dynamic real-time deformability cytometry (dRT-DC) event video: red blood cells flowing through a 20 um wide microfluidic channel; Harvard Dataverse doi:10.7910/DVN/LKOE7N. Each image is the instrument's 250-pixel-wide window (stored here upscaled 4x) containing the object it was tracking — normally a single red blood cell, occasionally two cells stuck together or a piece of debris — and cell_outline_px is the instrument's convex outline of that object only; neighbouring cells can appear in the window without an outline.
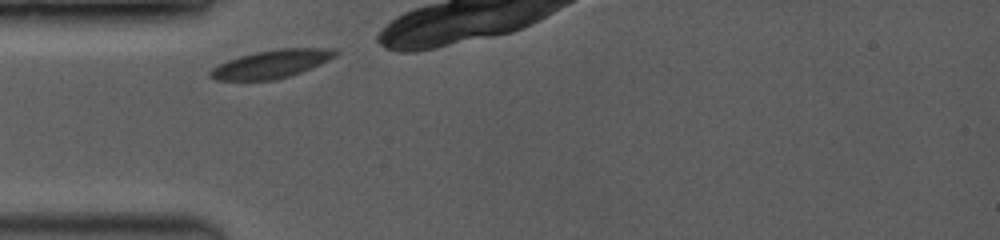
{"species": "common noctule bat (a hibernating species)", "species_latin": "Nyctalus noctula", "temperature_condition": "room temperature", "stored_images_in_passage": 16, "camera_frame_rate_fps": 3500, "um_per_image_px": 0.085, "animal": {"sex": "female", "body_mass_g": 19.0, "forearm_length_mm": 53.3}, "frame": {"image": 1, "passage_image": 1, "time_ms": 0.0, "image_size_px": [1000, 240], "cell_outline_px": [[340, 52], [336, 56], [320, 64], [300, 72], [276, 80], [216, 80], [208, 76], [208, 72], [212, 68], [228, 60], [240, 56], [256, 52], [280, 48], [336, 48]], "centroid_in_image_um": [23.09, 5.43], "position_along_channel_um": 61.9, "area_um2": 20.46}}
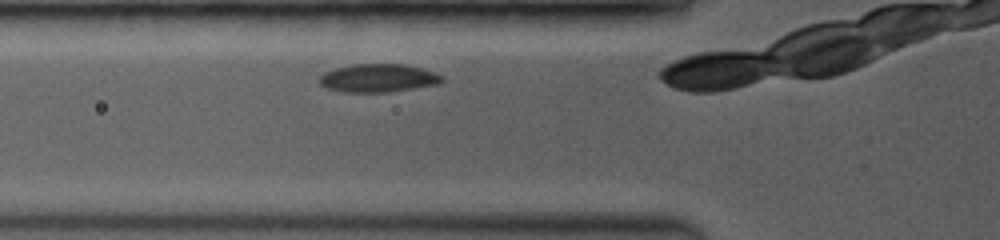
{"frame": {"image": 2, "passage_image": 4, "time_ms": 0.857, "image_size_px": [1000, 240], "cell_outline_px": [[444, 80], [440, 84], [384, 92], [344, 92], [328, 88], [320, 84], [320, 76], [324, 72], [336, 68], [352, 64], [404, 64], [420, 68], [444, 76]], "centroid_in_image_um": [32.15, 6.63], "position_along_channel_um": 93.6, "area_um2": 19.94}}